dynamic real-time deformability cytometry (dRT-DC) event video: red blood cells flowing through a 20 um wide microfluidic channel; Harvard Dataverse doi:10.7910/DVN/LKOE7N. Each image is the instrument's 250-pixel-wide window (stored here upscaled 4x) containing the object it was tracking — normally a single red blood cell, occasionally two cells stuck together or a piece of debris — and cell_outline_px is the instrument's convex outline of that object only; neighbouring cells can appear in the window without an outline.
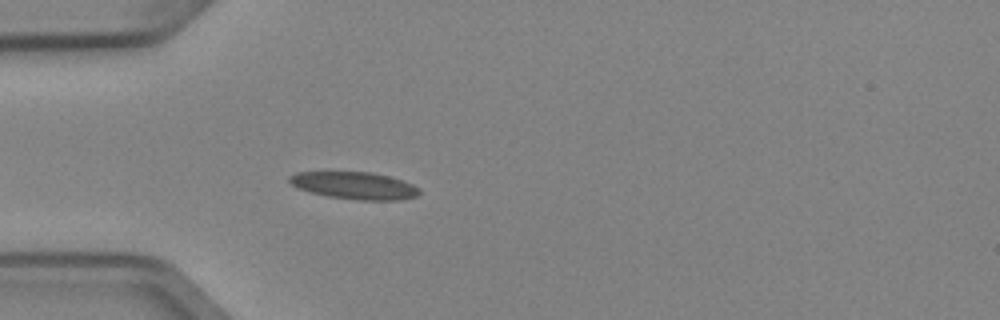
{"species": "Egyptian fruit bat (a non-hibernating species)", "species_latin": "Rousettus aegyptiacus", "temperature_condition": "cold", "stored_images_in_passage": 15, "camera_frame_rate_fps": 3000, "um_per_image_px": 0.085, "animal": {"sex": "female"}, "frame": {"image": 1, "passage_image": 5, "time_ms": 1.333, "image_size_px": [1000, 320], "cell_outline_px": [[420, 192], [416, 196], [400, 200], [356, 200], [328, 196], [312, 192], [300, 188], [292, 184], [288, 180], [288, 176], [296, 172], [372, 172], [388, 176], [412, 184], [420, 188]], "centroid_in_image_um": [30.14, 15.77], "position_along_channel_um": 54.9, "area_um2": 20.46}}